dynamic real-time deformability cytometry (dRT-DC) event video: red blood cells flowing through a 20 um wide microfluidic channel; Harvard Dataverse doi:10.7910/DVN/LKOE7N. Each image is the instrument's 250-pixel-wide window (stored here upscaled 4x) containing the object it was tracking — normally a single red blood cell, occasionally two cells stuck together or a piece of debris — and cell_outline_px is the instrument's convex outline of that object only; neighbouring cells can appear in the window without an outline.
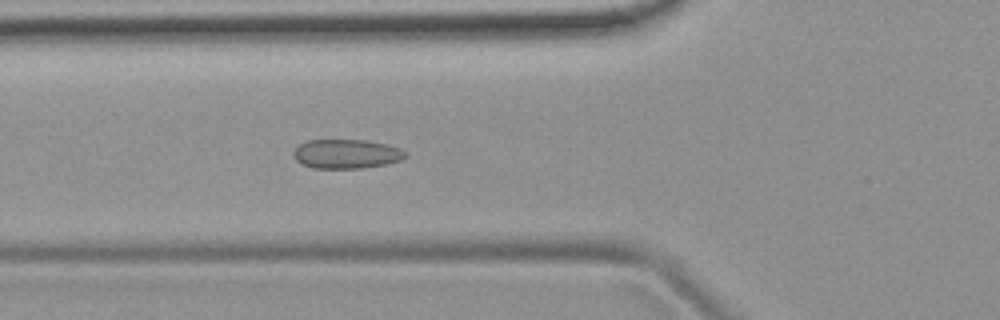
{"species": "common noctule bat (a hibernating species)", "species_latin": "Nyctalus noctula", "temperature_condition": "room temperature", "stored_images_in_passage": 6, "camera_frame_rate_fps": 3000, "um_per_image_px": 0.085, "animal": {"sex": "female", "body_mass_g": 19.9}, "frame": {"image": 1, "passage_image": 6, "time_ms": 5.667, "image_size_px": [1000, 320], "cell_outline_px": [[408, 156], [400, 160], [384, 164], [364, 168], [312, 168], [296, 160], [292, 156], [292, 152], [300, 144], [308, 140], [364, 140], [388, 144], [400, 148], [408, 152]], "centroid_in_image_um": [29.46, 13.08], "position_along_channel_um": 96.3, "area_um2": 19.13}}